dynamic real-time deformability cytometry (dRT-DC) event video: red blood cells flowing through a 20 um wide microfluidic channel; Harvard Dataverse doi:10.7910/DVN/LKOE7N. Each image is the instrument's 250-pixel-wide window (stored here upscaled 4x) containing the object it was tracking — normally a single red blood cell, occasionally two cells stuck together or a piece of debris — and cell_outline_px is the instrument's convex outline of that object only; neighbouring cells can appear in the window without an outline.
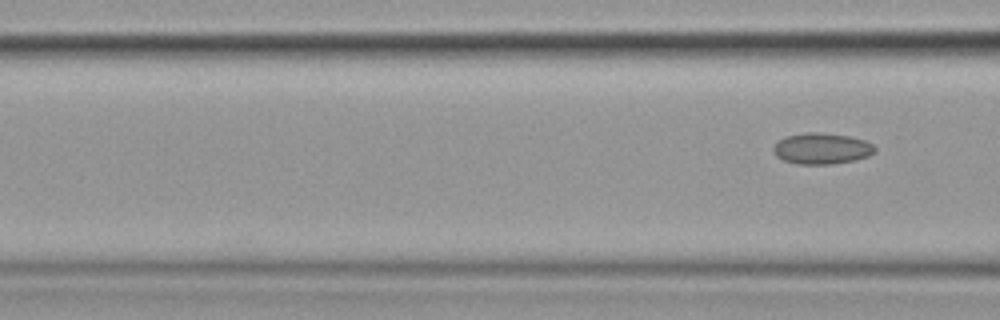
{"species": "common noctule bat (a hibernating species)", "species_latin": "Nyctalus noctula", "temperature_condition": "cold", "stored_images_in_passage": 7, "segment_of_instrument_passage": [2, 2], "camera_frame_rate_fps": 3000, "um_per_image_px": 0.085, "animal": {"sex": "female", "body_mass_g": 19.9}, "frame": {"image": 1, "passage_image": 7, "time_ms": 8.333, "image_size_px": [1000, 320], "cell_outline_px": [[876, 152], [868, 156], [856, 160], [832, 164], [796, 164], [784, 160], [776, 156], [772, 148], [780, 140], [788, 136], [808, 132], [816, 132], [848, 136], [864, 140], [872, 144], [876, 148]], "centroid_in_image_um": [69.87, 12.64], "position_along_channel_um": 96.7, "area_um2": 18.26}}